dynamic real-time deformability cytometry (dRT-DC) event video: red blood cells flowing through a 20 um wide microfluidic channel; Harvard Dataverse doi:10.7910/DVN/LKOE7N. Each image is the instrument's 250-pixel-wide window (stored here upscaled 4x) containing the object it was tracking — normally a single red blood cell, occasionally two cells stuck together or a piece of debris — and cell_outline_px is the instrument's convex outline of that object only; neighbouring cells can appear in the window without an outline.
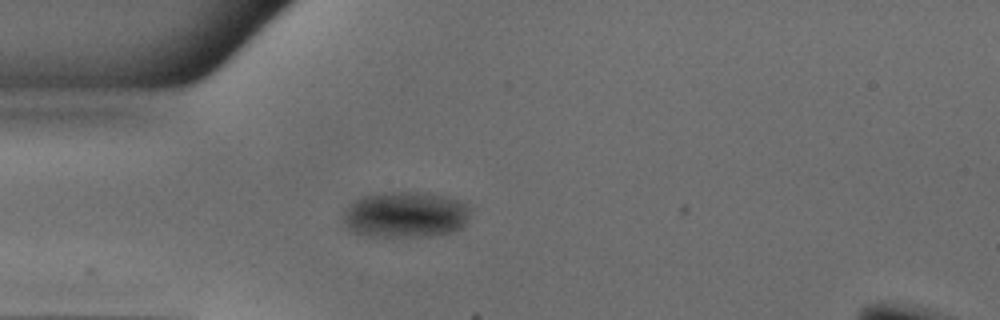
{"species": "common noctule bat (a hibernating species)", "species_latin": "Nyctalus noctula", "temperature_condition": "warm", "stored_images_in_passage": 38, "camera_frame_rate_fps": 3000, "um_per_image_px": 0.085, "animal": {"sex": "male", "body_mass_g": 18.8}, "frame": {"image": 1, "passage_image": 1, "time_ms": 0.0, "image_size_px": [1000, 320], "cell_outline_px": [[472, 208], [464, 224], [460, 228], [452, 232], [428, 236], [364, 236], [352, 232], [348, 228], [344, 220], [344, 208], [348, 204], [364, 196], [392, 192], [416, 192], [440, 196], [456, 200], [468, 204]], "centroid_in_image_um": [34.44, 18.26], "position_along_channel_um": 50.6, "area_um2": 33.81}}
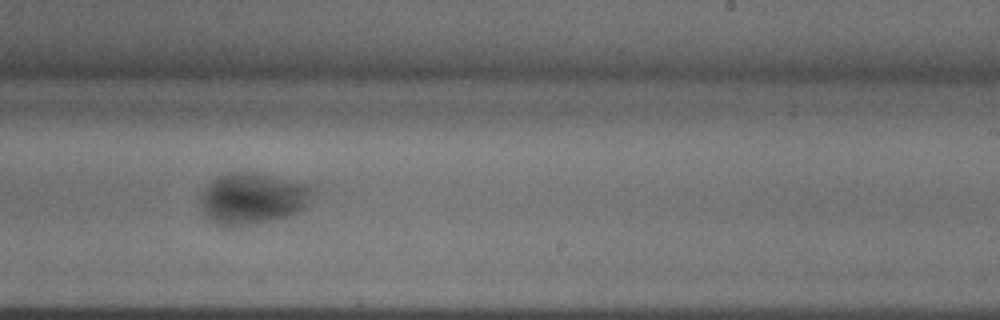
{"frame": {"image": 2, "passage_image": 18, "time_ms": 5.667, "image_size_px": [1000, 320], "cell_outline_px": [[312, 192], [304, 208], [288, 216], [272, 220], [228, 228], [224, 228], [208, 220], [204, 212], [200, 196], [208, 184], [220, 176], [228, 172], [256, 172], [308, 184], [312, 188]], "centroid_in_image_um": [21.44, 16.88], "position_along_channel_um": 267.6, "area_um2": 33.41}}
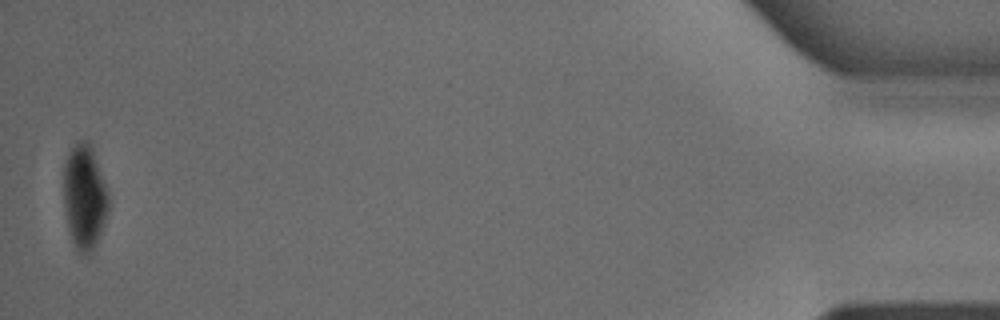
{"frame": {"image": 3, "passage_image": 37, "time_ms": 12.0, "image_size_px": [1000, 320], "cell_outline_px": [[108, 208], [104, 224], [92, 248], [88, 252], [80, 256], [76, 252], [68, 232], [64, 208], [64, 160], [68, 152], [76, 140], [88, 140], [92, 148], [108, 196]], "centroid_in_image_um": [7.13, 16.73], "position_along_channel_um": 428.1, "area_um2": 27.17}}